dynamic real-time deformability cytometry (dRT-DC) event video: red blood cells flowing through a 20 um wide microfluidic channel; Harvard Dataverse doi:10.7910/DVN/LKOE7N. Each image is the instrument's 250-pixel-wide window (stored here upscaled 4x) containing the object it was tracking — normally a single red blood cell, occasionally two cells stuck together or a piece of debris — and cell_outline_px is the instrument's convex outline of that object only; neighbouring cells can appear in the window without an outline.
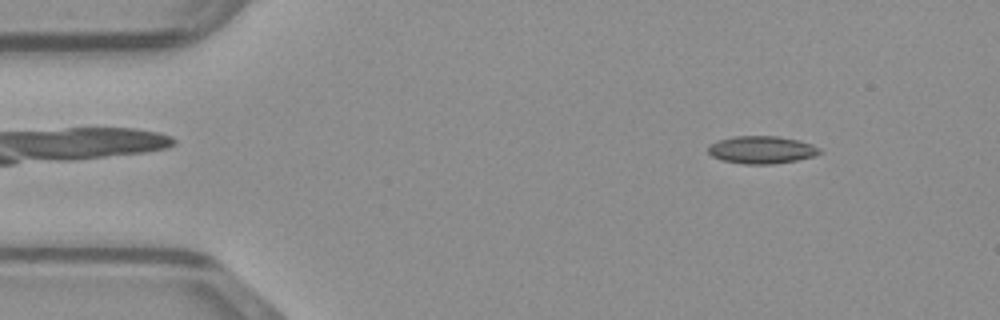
{"species": "common noctule bat (a hibernating species)", "species_latin": "Nyctalus noctula", "temperature_condition": "warm", "stored_images_in_passage": 47, "camera_frame_rate_fps": 3000, "um_per_image_px": 0.085, "animal": {"sex": "male", "body_mass_g": 23.1, "forearm_length_mm": 52.7}, "frame": {"image": 1, "passage_image": 5, "time_ms": 1.333, "image_size_px": [1000, 320], "cell_outline_px": [[820, 152], [812, 156], [796, 160], [772, 164], [744, 164], [724, 160], [712, 156], [708, 152], [708, 144], [732, 136], [776, 136], [796, 140], [812, 144], [820, 148]], "centroid_in_image_um": [64.7, 12.73], "position_along_channel_um": 20.3, "area_um2": 17.69}}
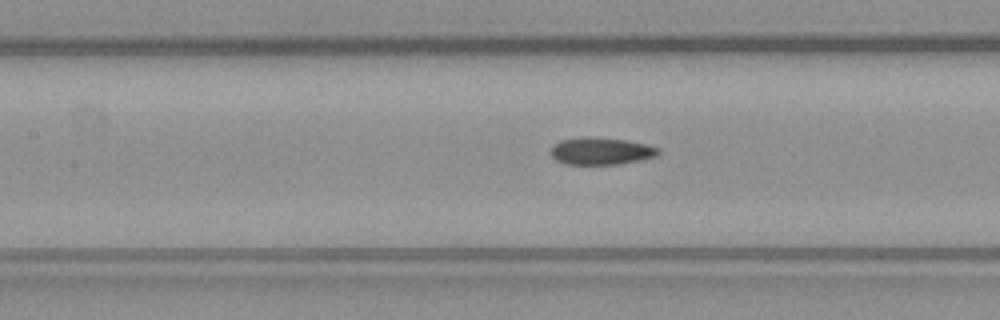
{"frame": {"image": 2, "passage_image": 20, "time_ms": 6.333, "image_size_px": [1000, 320], "cell_outline_px": [[660, 152], [656, 156], [644, 160], [620, 164], [564, 164], [556, 160], [552, 156], [552, 144], [560, 140], [584, 136], [628, 140], [660, 148]], "centroid_in_image_um": [51.1, 12.84], "position_along_channel_um": 156.3, "area_um2": 17.22}}
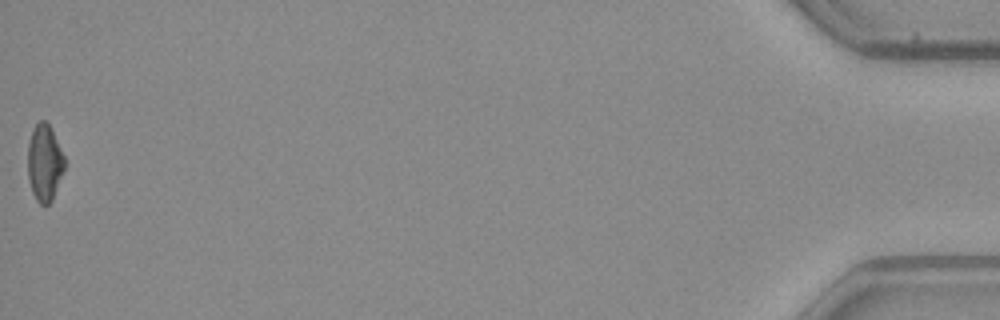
{"frame": {"image": 3, "passage_image": 47, "time_ms": 15.333, "image_size_px": [1000, 320], "cell_outline_px": [[64, 172], [52, 200], [48, 204], [40, 204], [36, 200], [32, 192], [28, 180], [28, 144], [32, 128], [40, 120], [44, 120], [52, 128], [64, 156]], "centroid_in_image_um": [3.78, 13.83], "position_along_channel_um": 431.4, "area_um2": 16.59}}